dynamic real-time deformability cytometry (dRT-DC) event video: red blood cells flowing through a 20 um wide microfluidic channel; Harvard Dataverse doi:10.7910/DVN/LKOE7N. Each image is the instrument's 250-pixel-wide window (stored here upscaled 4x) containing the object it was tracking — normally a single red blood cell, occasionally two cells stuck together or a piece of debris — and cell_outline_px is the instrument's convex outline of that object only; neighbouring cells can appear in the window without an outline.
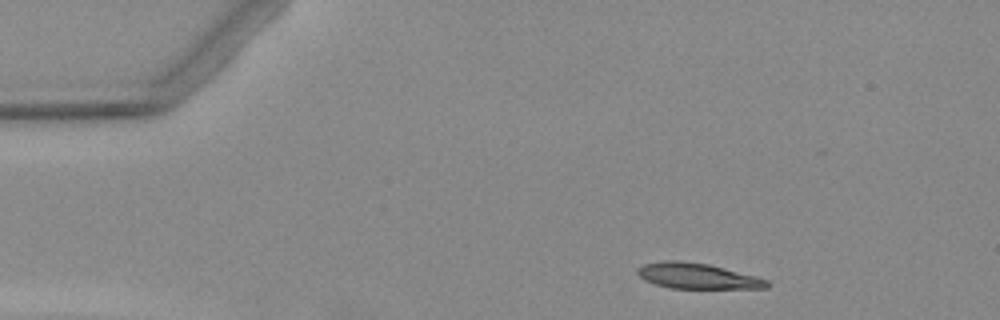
{"species": "Egyptian fruit bat (a non-hibernating species)", "species_latin": "Rousettus aegyptiacus", "temperature_condition": "warm", "stored_images_in_passage": 3, "camera_frame_rate_fps": 3000, "um_per_image_px": 0.085, "animal": {"sex": "female"}, "frame": {"image": 1, "passage_image": 1, "time_ms": 0.0, "image_size_px": [1000, 320], "cell_outline_px": [[768, 288], [668, 288], [644, 280], [636, 272], [636, 268], [644, 264], [664, 260], [680, 260], [708, 264], [756, 276], [768, 280]], "centroid_in_image_um": [59.23, 23.45], "position_along_channel_um": 25.8, "area_um2": 19.25}}